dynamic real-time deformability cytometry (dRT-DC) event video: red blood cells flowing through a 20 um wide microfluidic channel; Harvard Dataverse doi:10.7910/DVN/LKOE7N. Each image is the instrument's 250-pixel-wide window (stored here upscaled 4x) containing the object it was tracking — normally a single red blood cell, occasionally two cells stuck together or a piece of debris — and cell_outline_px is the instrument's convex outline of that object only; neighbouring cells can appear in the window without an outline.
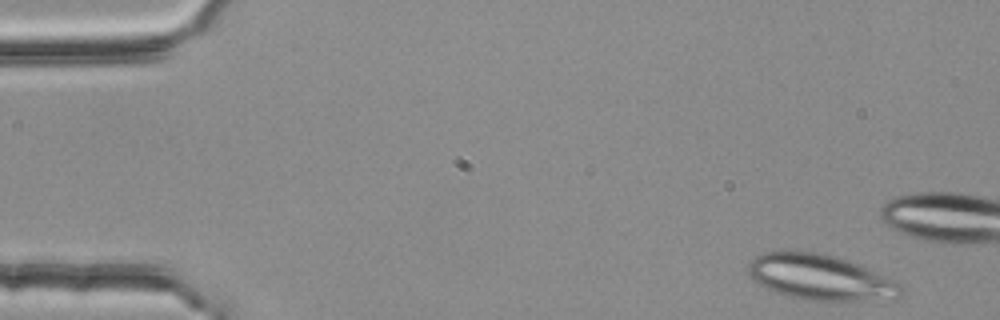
{"species": "common noctule bat (a hibernating species)", "species_latin": "Nyctalus noctula", "temperature_condition": "room temperature", "stored_images_in_passage": 5, "camera_frame_rate_fps": 3000, "um_per_image_px": 0.085, "animal": {"sex": "female", "body_mass_g": 25.1}, "frame": {"image": 1, "passage_image": 1, "time_ms": 0.0, "image_size_px": [1000, 320], "cell_outline_px": [[904, 296], [852, 300], [812, 300], [788, 296], [764, 288], [752, 280], [748, 272], [748, 264], [760, 252], [812, 252], [836, 256], [848, 260], [888, 276], [904, 284]], "centroid_in_image_um": [69.74, 23.56], "position_along_channel_um": 15.3, "area_um2": 40.29}}